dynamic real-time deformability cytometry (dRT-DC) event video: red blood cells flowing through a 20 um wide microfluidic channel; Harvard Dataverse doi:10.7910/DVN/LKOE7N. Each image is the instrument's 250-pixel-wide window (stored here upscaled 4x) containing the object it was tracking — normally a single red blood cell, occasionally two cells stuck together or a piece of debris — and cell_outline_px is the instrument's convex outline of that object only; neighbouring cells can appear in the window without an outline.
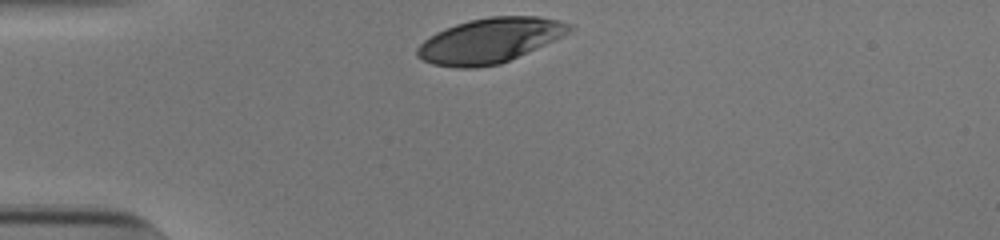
{"species": "human", "species_latin": "Homo sapiens", "temperature_condition": "cold", "stored_images_in_passage": 30, "camera_frame_rate_fps": 3000, "um_per_image_px": 0.085, "donor": {"sex": "male"}, "frame": {"image": 1, "passage_image": 1, "time_ms": 0.0, "image_size_px": [1000, 240], "cell_outline_px": [[576, 28], [536, 48], [500, 64], [476, 68], [456, 68], [432, 64], [416, 56], [416, 48], [424, 40], [436, 32], [456, 24], [468, 20], [488, 16], [540, 16], [560, 20]], "centroid_in_image_um": [41.59, 3.44], "position_along_channel_um": 43.4, "area_um2": 39.59}}
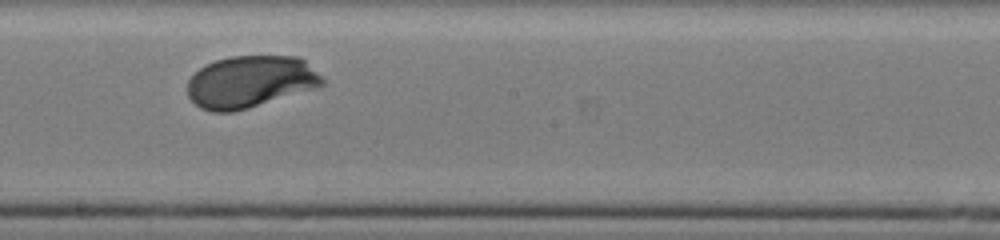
{"frame": {"image": 2, "passage_image": 18, "time_ms": 5.667, "image_size_px": [1000, 240], "cell_outline_px": [[324, 84], [316, 88], [248, 108], [232, 112], [212, 112], [200, 108], [188, 96], [188, 80], [204, 64], [216, 60], [232, 56], [300, 56], [324, 80]], "centroid_in_image_um": [21.25, 6.95], "position_along_channel_um": 226.9, "area_um2": 40.69}}
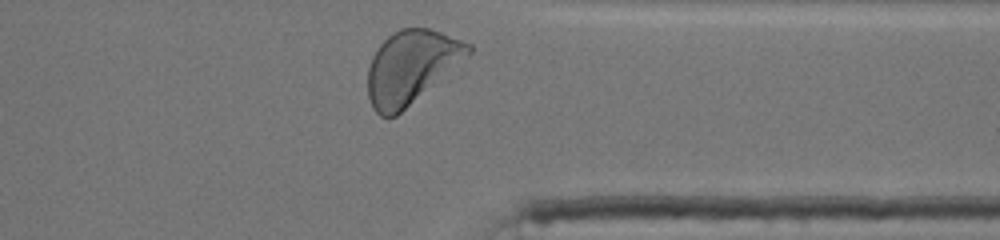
{"frame": {"image": 3, "passage_image": 30, "time_ms": 9.667, "image_size_px": [1000, 240], "cell_outline_px": [[472, 52], [468, 56], [396, 116], [388, 120], [380, 116], [372, 108], [368, 96], [368, 68], [372, 56], [380, 44], [392, 32], [400, 28], [428, 28], [440, 32], [472, 44]], "centroid_in_image_um": [34.91, 5.7], "position_along_channel_um": 376.5, "area_um2": 42.6}, "authors_computed_cell_mechanics": {"area_um2": 40.8935, "velocity_mm_per_s": 3.7784, "shape_relaxation_time_tau1_ms": 2.1358, "shape_relaxation_time_tau2_ms": null, "deformation_change_tau1": 0.1503, "deformation_change_tau2": null}}